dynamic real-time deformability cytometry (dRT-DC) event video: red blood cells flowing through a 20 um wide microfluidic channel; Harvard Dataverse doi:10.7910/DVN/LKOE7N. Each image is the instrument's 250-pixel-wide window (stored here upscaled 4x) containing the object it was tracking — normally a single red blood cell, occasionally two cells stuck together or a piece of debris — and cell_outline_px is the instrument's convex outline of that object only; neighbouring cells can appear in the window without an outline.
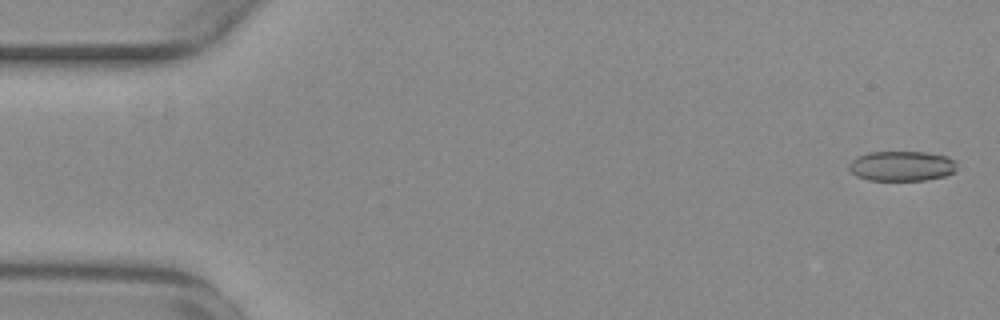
{"species": "common noctule bat (a hibernating species)", "species_latin": "Nyctalus noctula", "temperature_condition": "warm", "stored_images_in_passage": 20, "camera_frame_rate_fps": 3000, "um_per_image_px": 0.085, "animal": {"sex": "female", "body_mass_g": 29.2, "forearm_length_mm": 56.3}, "frame": {"image": 1, "passage_image": 2, "time_ms": 0.333, "image_size_px": [1000, 320], "cell_outline_px": [[960, 164], [956, 172], [944, 176], [924, 180], [868, 180], [856, 176], [848, 168], [848, 164], [856, 156], [868, 152], [924, 152], [948, 156], [956, 160]], "centroid_in_image_um": [76.69, 14.1], "position_along_channel_um": 8.3, "area_um2": 19.25}}
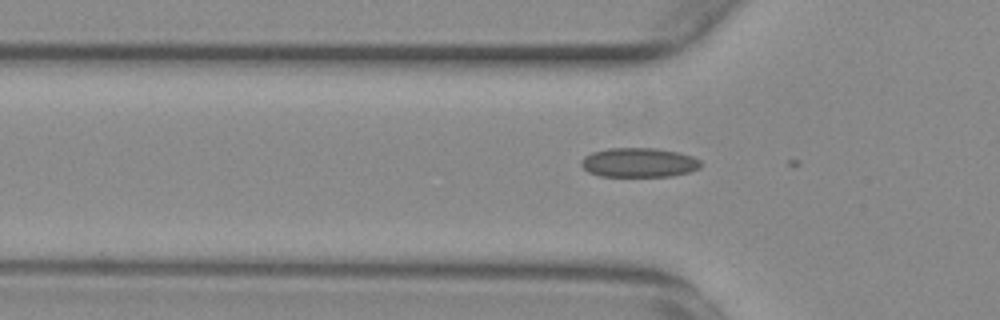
{"frame": {"image": 2, "passage_image": 18, "time_ms": 5.667, "image_size_px": [1000, 320], "cell_outline_px": [[700, 168], [688, 172], [668, 176], [600, 176], [588, 172], [580, 164], [580, 160], [584, 156], [592, 152], [608, 148], [656, 148], [680, 152], [692, 156], [700, 160]], "centroid_in_image_um": [54.28, 13.81], "position_along_channel_um": 71.5, "area_um2": 20.52}}